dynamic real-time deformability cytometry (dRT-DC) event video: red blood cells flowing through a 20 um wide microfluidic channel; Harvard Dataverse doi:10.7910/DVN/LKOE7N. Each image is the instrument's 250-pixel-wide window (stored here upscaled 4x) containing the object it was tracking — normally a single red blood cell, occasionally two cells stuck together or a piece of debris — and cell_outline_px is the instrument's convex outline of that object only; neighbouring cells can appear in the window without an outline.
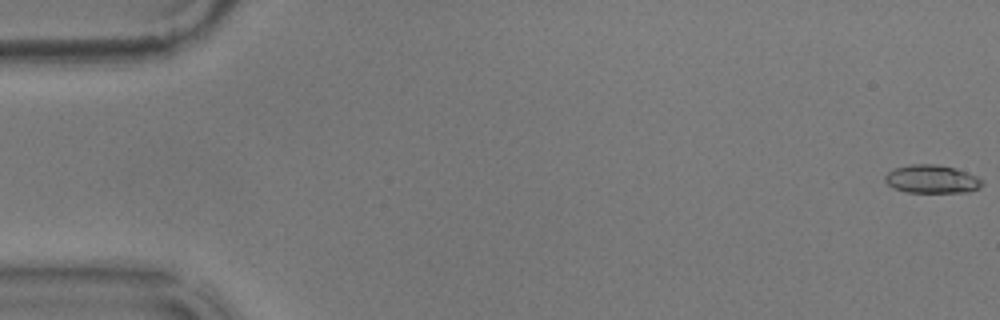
{"species": "common noctule bat (a hibernating species)", "species_latin": "Nyctalus noctula", "temperature_condition": "warm", "stored_images_in_passage": 8, "camera_frame_rate_fps": 3000, "um_per_image_px": 0.085, "animal": {"sex": "male", "body_mass_g": 17.9}, "frame": {"image": 1, "passage_image": 1, "time_ms": 0.0, "image_size_px": [1000, 320], "cell_outline_px": [[984, 184], [980, 188], [968, 192], [908, 192], [892, 188], [884, 180], [884, 176], [888, 172], [896, 168], [912, 164], [936, 164], [952, 168], [976, 176], [984, 180]], "centroid_in_image_um": [79.21, 15.24], "position_along_channel_um": 5.8, "area_um2": 15.9}}